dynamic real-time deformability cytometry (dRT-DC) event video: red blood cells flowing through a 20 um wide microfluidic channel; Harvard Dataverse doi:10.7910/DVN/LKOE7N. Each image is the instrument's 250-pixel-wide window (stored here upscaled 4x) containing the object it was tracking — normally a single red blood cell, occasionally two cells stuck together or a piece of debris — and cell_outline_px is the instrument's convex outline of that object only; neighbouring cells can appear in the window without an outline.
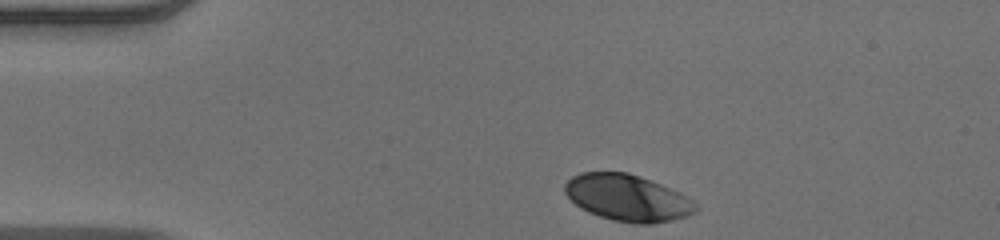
{"species": "human", "species_latin": "Homo sapiens", "temperature_condition": "warm", "stored_images_in_passage": 35, "camera_frame_rate_fps": 3000, "um_per_image_px": 0.085, "donor": {"sex": "male"}, "frame": {"image": 1, "passage_image": 1, "time_ms": 0.0, "image_size_px": [1000, 240], "cell_outline_px": [[696, 208], [692, 212], [684, 216], [672, 220], [652, 224], [636, 224], [612, 220], [588, 212], [580, 208], [564, 192], [564, 184], [572, 176], [580, 172], [628, 172], [640, 176], [660, 184], [692, 200], [696, 204]], "centroid_in_image_um": [53.27, 16.81], "position_along_channel_um": 31.7, "area_um2": 35.08}}
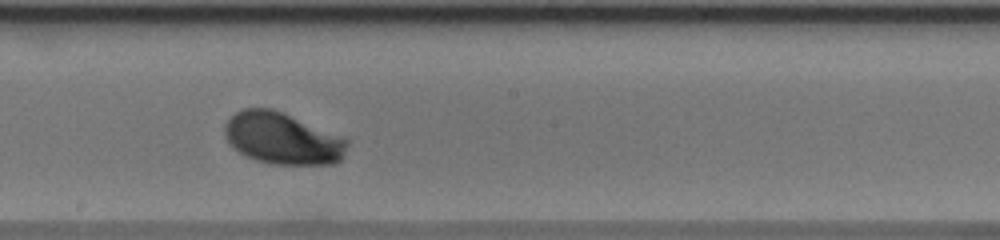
{"frame": {"image": 2, "passage_image": 20, "time_ms": 6.333, "image_size_px": [1000, 240], "cell_outline_px": [[348, 144], [340, 160], [332, 164], [272, 164], [256, 160], [244, 156], [232, 148], [228, 144], [224, 136], [224, 124], [236, 112], [244, 108], [272, 108], [284, 112], [348, 140]], "centroid_in_image_um": [23.93, 11.77], "position_along_channel_um": 224.3, "area_um2": 36.88}}
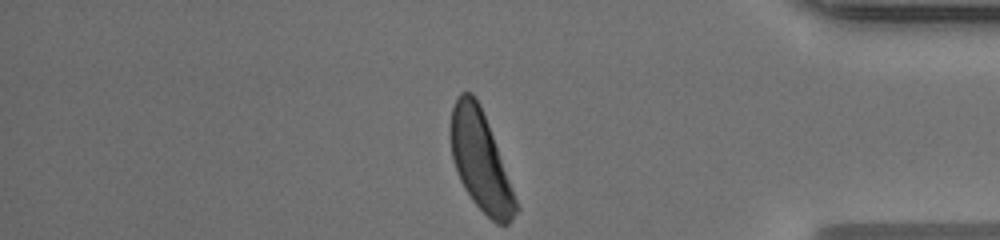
{"frame": {"image": 3, "passage_image": 35, "time_ms": 11.333, "image_size_px": [1000, 240], "cell_outline_px": [[520, 208], [512, 220], [508, 224], [496, 224], [472, 200], [464, 188], [460, 180], [452, 156], [448, 132], [452, 108], [460, 92], [472, 92], [476, 96], [480, 104], [488, 124]], "centroid_in_image_um": [40.82, 13.66], "position_along_channel_um": 394.4, "area_um2": 37.57}, "authors_computed_cell_mechanics": {"area_um2": 36.5874, "velocity_mm_per_s": 3.9209, "shape_relaxation_time_tau1_ms": 1.8805, "shape_relaxation_time_tau2_ms": null, "deformation_change_tau1": 0.1209, "deformation_change_tau2": null}}